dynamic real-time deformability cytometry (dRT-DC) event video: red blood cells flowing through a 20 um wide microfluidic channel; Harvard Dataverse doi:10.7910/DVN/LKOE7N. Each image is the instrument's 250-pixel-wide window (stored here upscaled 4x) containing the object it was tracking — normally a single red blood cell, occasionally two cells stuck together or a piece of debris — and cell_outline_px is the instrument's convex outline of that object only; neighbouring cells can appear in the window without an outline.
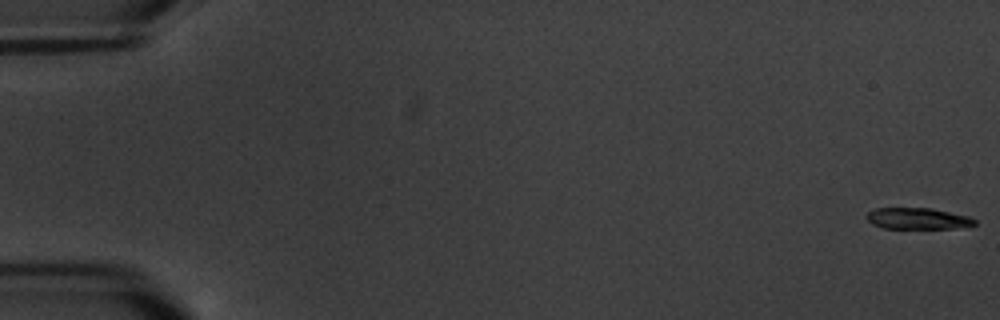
{"species": "common noctule bat (a hibernating species)", "species_latin": "Nyctalus noctula", "temperature_condition": "warm", "stored_images_in_passage": 6, "camera_frame_rate_fps": 3000, "um_per_image_px": 0.085, "animal": {"sex": "male", "body_mass_g": 20.1, "forearm_length_mm": 53.5}, "frame": {"image": 1, "passage_image": 1, "time_ms": 0.0, "image_size_px": [1000, 320], "cell_outline_px": [[976, 224], [952, 228], [884, 228], [872, 224], [864, 216], [868, 212], [876, 208], [932, 208], [968, 216], [976, 220]], "centroid_in_image_um": [77.96, 18.57], "position_along_channel_um": 7.0, "area_um2": 13.29}}
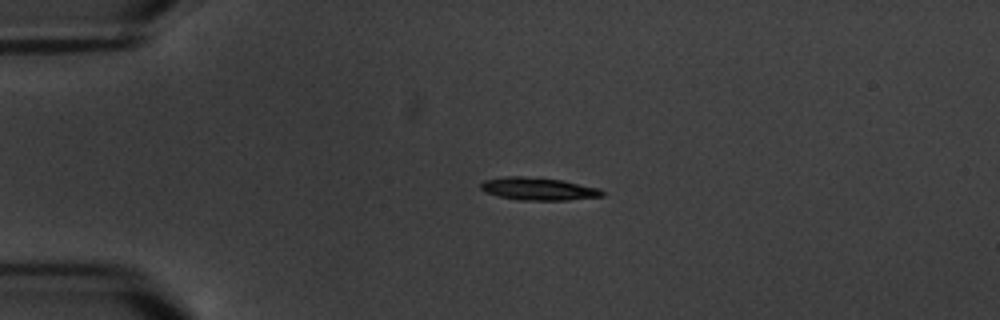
{"frame": {"image": 2, "passage_image": 5, "time_ms": 4.667, "image_size_px": [1000, 320], "cell_outline_px": [[604, 196], [568, 200], [520, 200], [500, 196], [484, 192], [480, 188], [480, 184], [484, 180], [508, 176], [520, 176], [560, 180], [600, 188], [604, 192]], "centroid_in_image_um": [45.76, 16.06], "position_along_channel_um": 39.2, "area_um2": 15.9}}